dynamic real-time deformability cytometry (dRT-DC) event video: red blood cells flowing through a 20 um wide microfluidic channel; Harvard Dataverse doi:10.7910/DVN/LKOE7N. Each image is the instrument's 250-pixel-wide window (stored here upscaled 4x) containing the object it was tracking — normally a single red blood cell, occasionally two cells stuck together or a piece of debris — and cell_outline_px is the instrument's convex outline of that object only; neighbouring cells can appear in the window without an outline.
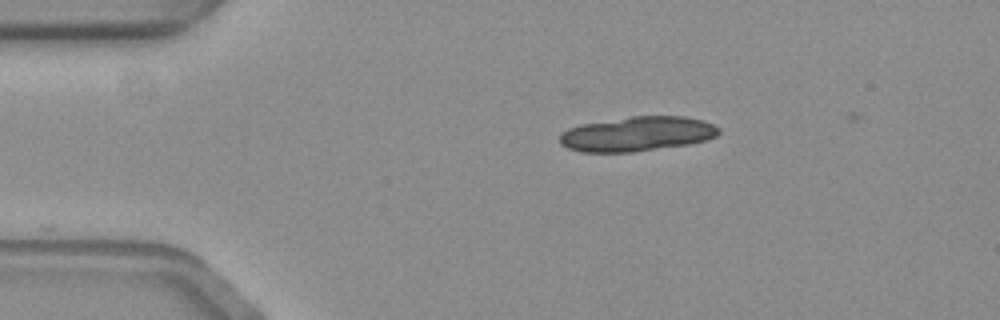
{"species": "common noctule bat (a hibernating species)", "species_latin": "Nyctalus noctula", "temperature_condition": "warm", "stored_images_in_passage": 10, "camera_frame_rate_fps": 3000, "um_per_image_px": 0.085, "animal": {"sex": "female", "body_mass_g": 19.3, "forearm_length_mm": 54.1}, "frame": {"image": 1, "passage_image": 1, "time_ms": 0.0, "image_size_px": [1000, 320], "cell_outline_px": [[720, 132], [716, 136], [704, 140], [688, 144], [632, 152], [584, 152], [568, 148], [560, 144], [560, 132], [568, 128], [580, 124], [632, 116], [684, 116], [704, 120], [720, 128]], "centroid_in_image_um": [54.14, 11.37], "position_along_channel_um": 30.9, "area_um2": 32.14}}